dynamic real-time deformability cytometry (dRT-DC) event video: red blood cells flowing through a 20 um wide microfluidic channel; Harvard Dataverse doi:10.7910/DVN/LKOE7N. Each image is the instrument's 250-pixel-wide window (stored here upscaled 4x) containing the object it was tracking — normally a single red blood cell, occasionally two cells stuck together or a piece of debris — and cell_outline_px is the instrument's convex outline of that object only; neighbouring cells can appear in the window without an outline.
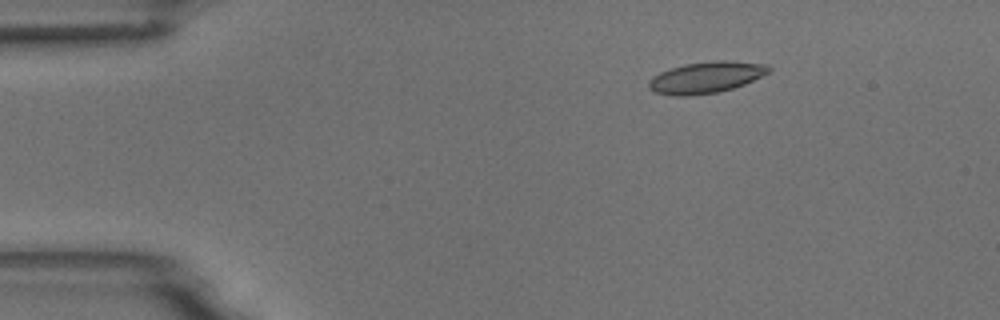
{"species": "common noctule bat (a hibernating species)", "species_latin": "Nyctalus noctula", "temperature_condition": "room temperature", "stored_images_in_passage": 4, "camera_frame_rate_fps": 3000, "um_per_image_px": 0.085, "animal": {"sex": "male", "body_mass_g": 18.8}, "frame": {"image": 1, "passage_image": 2, "time_ms": 0.333, "image_size_px": [1000, 320], "cell_outline_px": [[772, 68], [768, 72], [744, 84], [732, 88], [716, 92], [688, 96], [672, 96], [656, 92], [648, 88], [648, 80], [652, 76], [668, 68], [684, 64], [716, 60], [724, 60], [768, 64]], "centroid_in_image_um": [59.96, 6.57], "position_along_channel_um": 25.0, "area_um2": 21.96}}